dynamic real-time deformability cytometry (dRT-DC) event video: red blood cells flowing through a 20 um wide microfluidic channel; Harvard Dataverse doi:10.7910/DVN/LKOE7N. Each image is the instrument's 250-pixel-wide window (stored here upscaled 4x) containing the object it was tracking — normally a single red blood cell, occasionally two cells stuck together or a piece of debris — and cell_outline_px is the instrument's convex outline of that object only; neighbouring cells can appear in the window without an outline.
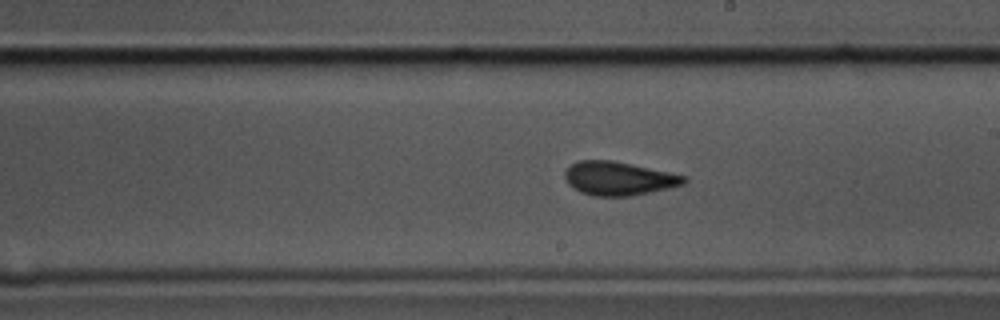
{"species": "common noctule bat (a hibernating species)", "species_latin": "Nyctalus noctula", "temperature_condition": "cold", "stored_images_in_passage": 47, "camera_frame_rate_fps": 3000, "um_per_image_px": 0.085, "animal": {"sex": "male", "body_mass_g": 17.5, "forearm_length_mm": 52.3}, "frame": {"image": 1, "passage_image": 22, "time_ms": 7.0, "image_size_px": [1000, 320], "cell_outline_px": [[688, 180], [684, 184], [668, 188], [632, 196], [592, 196], [580, 192], [568, 184], [564, 176], [564, 172], [576, 160], [612, 160], [688, 176]], "centroid_in_image_um": [52.58, 15.17], "position_along_channel_um": 236.4, "area_um2": 23.41}}
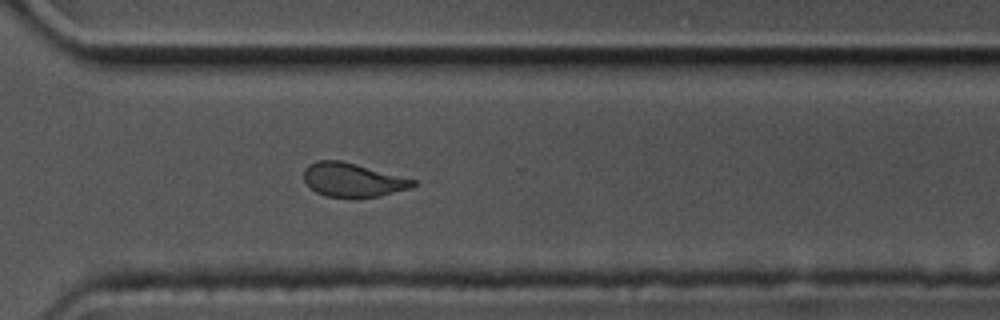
{"frame": {"image": 2, "passage_image": 31, "time_ms": 10.0, "image_size_px": [1000, 320], "cell_outline_px": [[416, 184], [412, 188], [380, 196], [324, 196], [316, 192], [304, 180], [304, 168], [308, 164], [316, 160], [340, 160], [356, 164], [416, 180]], "centroid_in_image_um": [29.97, 15.27], "position_along_channel_um": 340.6, "area_um2": 21.21}}
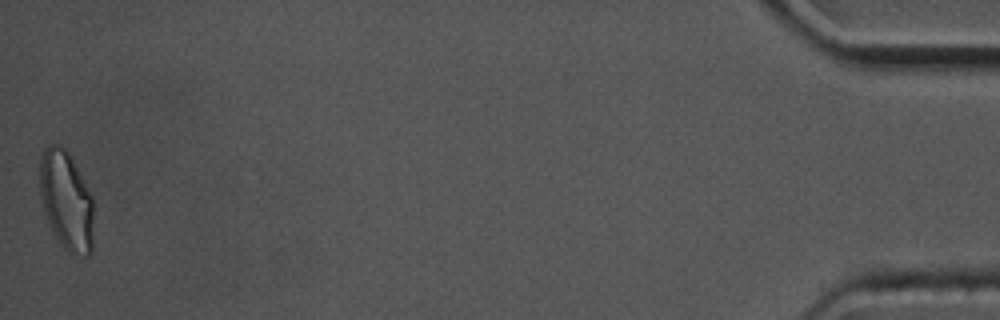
{"frame": {"image": 3, "passage_image": 47, "time_ms": 15.333, "image_size_px": [1000, 320], "cell_outline_px": [[92, 252], [88, 256], [84, 256], [68, 252], [60, 244], [44, 212], [40, 192], [40, 160], [44, 148], [52, 144], [60, 144], [68, 152], [84, 180], [92, 196]], "centroid_in_image_um": [5.64, 17.04], "position_along_channel_um": 429.6, "area_um2": 30.81}, "authors_computed_cell_mechanics": {"area_um2": 23.2356, "velocity_mm_per_s": 3.4727, "shape_relaxation_time_tau1_ms": 5.5945, "shape_relaxation_time_tau2_ms": 2.1232, "deformation_change_tau1": 0.1448, "deformation_change_tau2": 0.0675}}